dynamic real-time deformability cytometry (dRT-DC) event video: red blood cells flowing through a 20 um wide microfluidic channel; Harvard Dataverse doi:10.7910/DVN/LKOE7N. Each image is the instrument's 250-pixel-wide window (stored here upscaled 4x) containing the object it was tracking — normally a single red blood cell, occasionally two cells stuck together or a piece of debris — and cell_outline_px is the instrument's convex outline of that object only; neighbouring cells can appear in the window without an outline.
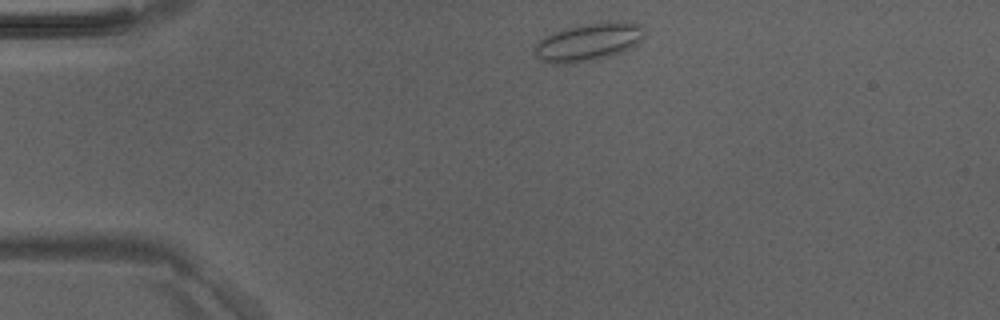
{"species": "Egyptian fruit bat (a non-hibernating species)", "species_latin": "Rousettus aegyptiacus", "temperature_condition": "room temperature", "stored_images_in_passage": 40, "camera_frame_rate_fps": 3000, "um_per_image_px": 0.085, "animal": {"sex": "male"}, "frame": {"image": 1, "passage_image": 2, "time_ms": 0.333, "image_size_px": [1000, 320], "cell_outline_px": [[644, 36], [636, 44], [620, 52], [608, 56], [592, 60], [572, 64], [552, 64], [540, 60], [532, 52], [536, 44], [544, 36], [580, 24], [640, 24], [644, 32]], "centroid_in_image_um": [49.9, 3.63], "position_along_channel_um": 35.1, "area_um2": 23.35}}
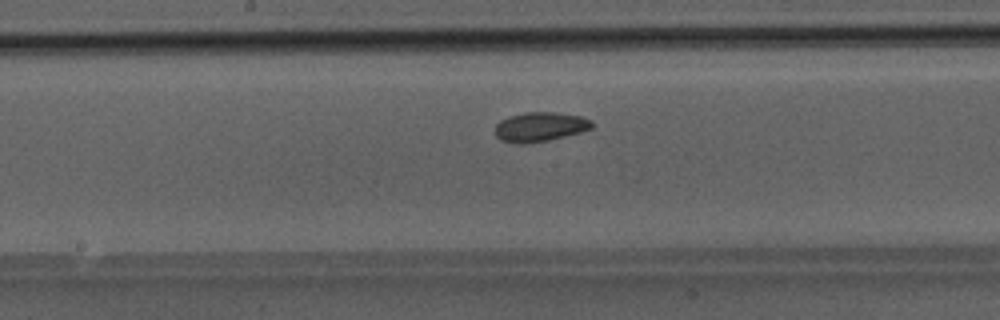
{"frame": {"image": 2, "passage_image": 17, "time_ms": 5.333, "image_size_px": [1000, 320], "cell_outline_px": [[592, 128], [580, 132], [548, 140], [524, 144], [520, 144], [500, 140], [496, 136], [496, 124], [500, 120], [524, 112], [556, 112], [580, 116], [592, 120]], "centroid_in_image_um": [45.9, 10.78], "position_along_channel_um": 202.3, "area_um2": 16.47}}
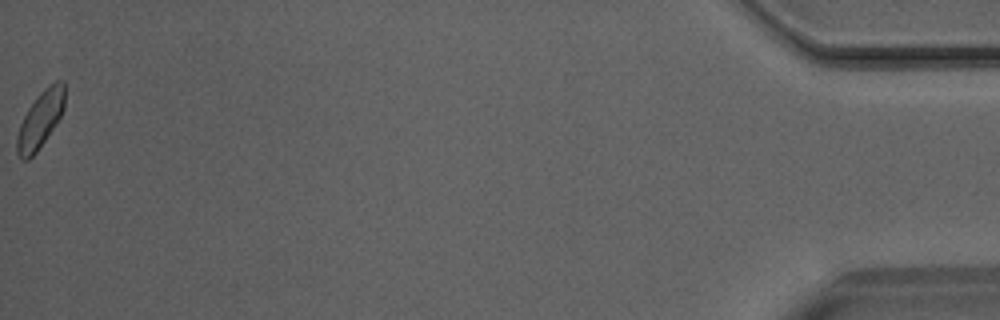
{"frame": {"image": 3, "passage_image": 40, "time_ms": 13.0, "image_size_px": [1000, 320], "cell_outline_px": [[64, 108], [60, 116], [36, 152], [28, 160], [20, 160], [16, 152], [16, 136], [20, 124], [28, 108], [40, 92], [48, 84], [56, 80], [64, 80]], "centroid_in_image_um": [3.4, 10.15], "position_along_channel_um": 431.8, "area_um2": 15.66}}